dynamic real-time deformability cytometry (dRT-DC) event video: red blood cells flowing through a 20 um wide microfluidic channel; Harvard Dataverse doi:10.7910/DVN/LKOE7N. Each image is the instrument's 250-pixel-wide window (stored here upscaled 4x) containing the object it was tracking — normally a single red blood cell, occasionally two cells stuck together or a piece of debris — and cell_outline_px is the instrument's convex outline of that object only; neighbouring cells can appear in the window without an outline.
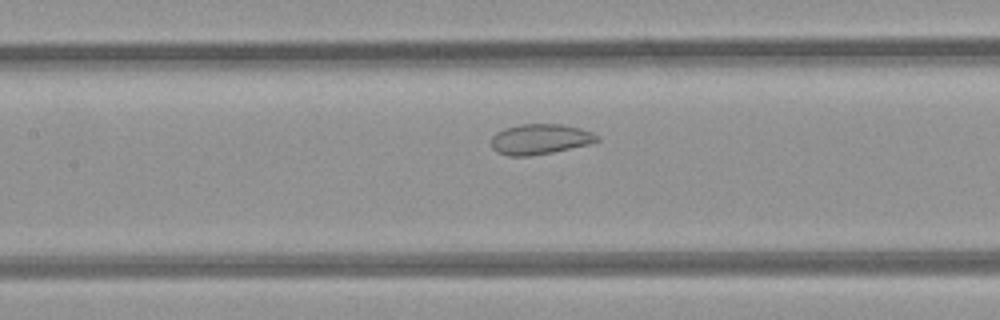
{"species": "common noctule bat (a hibernating species)", "species_latin": "Nyctalus noctula", "temperature_condition": "room temperature", "stored_images_in_passage": 23, "segment_of_instrument_passage": [1, 2], "camera_frame_rate_fps": 3000, "um_per_image_px": 0.085, "animal": {"sex": "female", "body_mass_g": 21.9}, "frame": {"image": 1, "passage_image": 7, "time_ms": 2.0, "image_size_px": [1000, 320], "cell_outline_px": [[600, 140], [592, 144], [552, 152], [528, 156], [508, 156], [496, 152], [492, 148], [492, 136], [496, 132], [504, 128], [520, 124], [560, 124], [580, 128], [592, 132], [600, 136]], "centroid_in_image_um": [45.92, 11.83], "position_along_channel_um": 161.5, "area_um2": 18.9}}
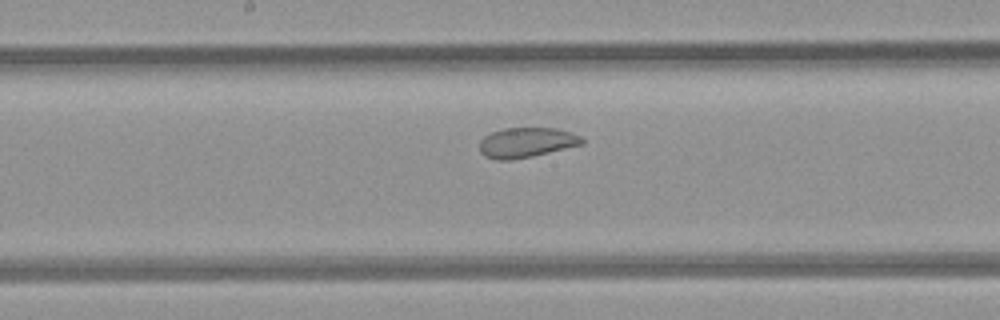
{"frame": {"image": 2, "passage_image": 10, "time_ms": 3.0, "image_size_px": [1000, 320], "cell_outline_px": [[584, 144], [532, 156], [512, 160], [496, 160], [484, 156], [480, 152], [480, 140], [484, 136], [492, 132], [504, 128], [556, 128], [580, 136], [584, 140]], "centroid_in_image_um": [44.72, 12.12], "position_along_channel_um": 203.5, "area_um2": 17.86}}